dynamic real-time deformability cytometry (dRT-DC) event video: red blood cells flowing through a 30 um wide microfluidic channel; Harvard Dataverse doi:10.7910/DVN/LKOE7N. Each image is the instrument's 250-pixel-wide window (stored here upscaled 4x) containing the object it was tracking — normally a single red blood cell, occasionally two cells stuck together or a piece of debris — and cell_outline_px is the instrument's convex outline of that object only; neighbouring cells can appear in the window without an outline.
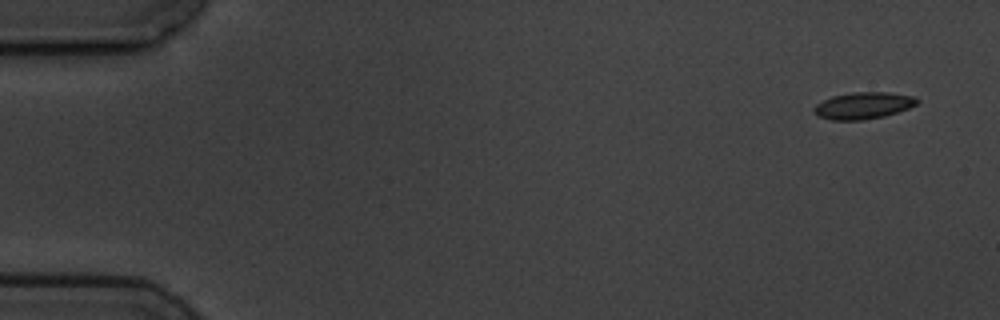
{"species": "common noctule bat (a hibernating species)", "species_latin": "Nyctalus noctula", "temperature_condition": "cold", "stored_images_in_passage": 5, "camera_frame_rate_fps": 3000, "um_per_image_px": 0.085, "animal": {"sex": "male", "body_mass_g": 19.5, "forearm_length_mm": 54.6}, "frame": {"image": 1, "passage_image": 1, "time_ms": 0.0, "image_size_px": [1000, 320], "cell_outline_px": [[920, 100], [916, 104], [908, 108], [884, 116], [864, 120], [832, 120], [820, 116], [812, 112], [812, 108], [816, 104], [832, 96], [852, 92], [888, 92], [916, 96]], "centroid_in_image_um": [73.38, 8.96], "position_along_channel_um": 11.6, "area_um2": 16.13}}